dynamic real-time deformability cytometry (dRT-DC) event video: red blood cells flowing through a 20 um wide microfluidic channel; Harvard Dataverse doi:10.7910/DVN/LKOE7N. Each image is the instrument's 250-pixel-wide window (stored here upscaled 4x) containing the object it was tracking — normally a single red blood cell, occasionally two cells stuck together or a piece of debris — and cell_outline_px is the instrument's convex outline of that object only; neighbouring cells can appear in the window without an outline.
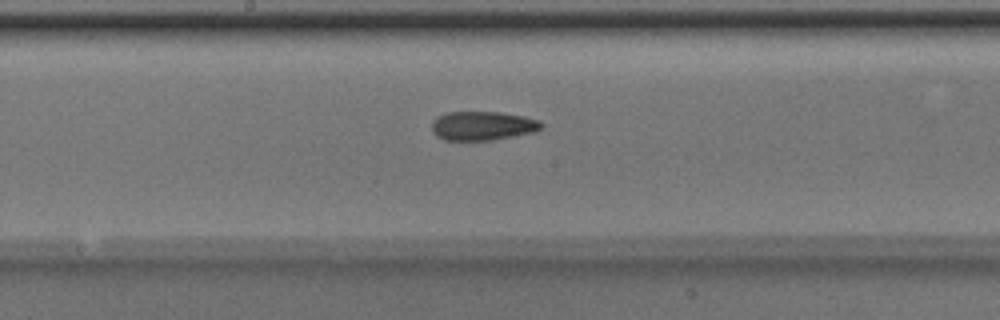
{"species": "Egyptian fruit bat (a non-hibernating species)", "species_latin": "Rousettus aegyptiacus", "temperature_condition": "room temperature", "stored_images_in_passage": 51, "camera_frame_rate_fps": 3000, "um_per_image_px": 0.085, "animal": {"sex": "male"}, "frame": {"image": 1, "passage_image": 27, "time_ms": 8.667, "image_size_px": [1000, 320], "cell_outline_px": [[544, 124], [536, 132], [492, 140], [444, 140], [436, 136], [432, 132], [432, 124], [440, 116], [448, 112], [500, 112], [524, 116], [540, 120]], "centroid_in_image_um": [41.06, 10.7], "position_along_channel_um": 207.1, "area_um2": 18.5}}
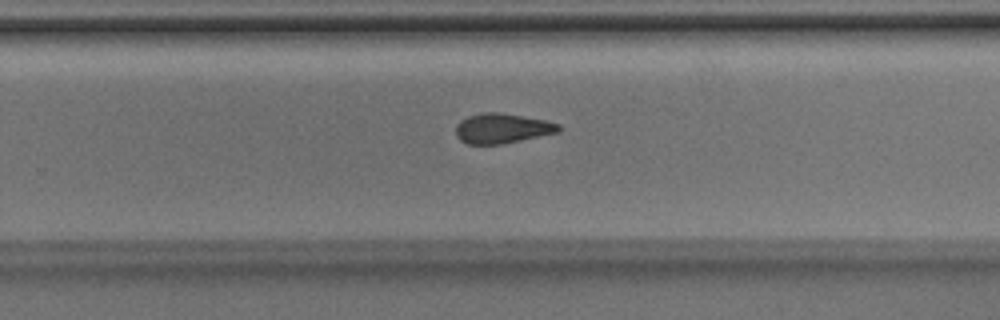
{"frame": {"image": 2, "passage_image": 33, "time_ms": 10.667, "image_size_px": [1000, 320], "cell_outline_px": [[560, 132], [500, 144], [468, 144], [460, 140], [456, 136], [456, 124], [460, 120], [468, 116], [484, 112], [500, 112], [544, 120], [560, 124]], "centroid_in_image_um": [42.66, 10.91], "position_along_channel_um": 287.1, "area_um2": 17.86}}
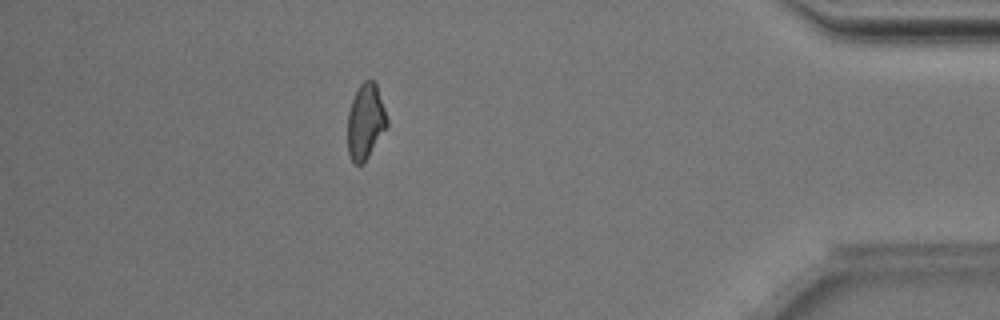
{"frame": {"image": 3, "passage_image": 45, "time_ms": 14.667, "image_size_px": [1000, 320], "cell_outline_px": [[388, 124], [368, 156], [360, 164], [352, 164], [348, 156], [348, 112], [352, 100], [360, 84], [364, 80], [372, 80], [376, 84], [388, 120]], "centroid_in_image_um": [31.05, 10.34], "position_along_channel_um": 404.2, "area_um2": 16.99}, "authors_computed_cell_mechanics": {"area_um2": 18.2648, "velocity_mm_per_s": 4.0204, "shape_relaxation_time_tau1_ms": 5.3097, "shape_relaxation_time_tau2_ms": 2.3291, "deformation_change_tau1": 0.1626, "deformation_change_tau2": 0.0972}}